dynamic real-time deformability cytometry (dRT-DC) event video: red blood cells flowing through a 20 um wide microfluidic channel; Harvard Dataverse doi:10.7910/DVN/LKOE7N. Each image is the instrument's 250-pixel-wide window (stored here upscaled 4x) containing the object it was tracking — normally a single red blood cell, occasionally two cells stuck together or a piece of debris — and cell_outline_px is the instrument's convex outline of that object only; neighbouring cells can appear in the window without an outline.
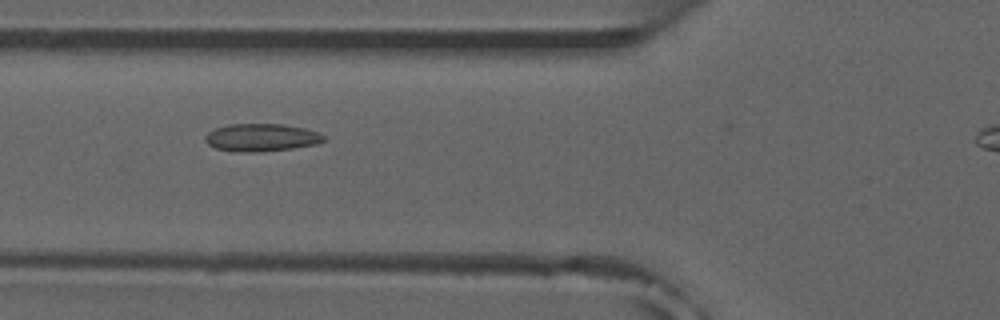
{"species": "common noctule bat (a hibernating species)", "species_latin": "Nyctalus noctula", "temperature_condition": "room temperature", "stored_images_in_passage": 40, "camera_frame_rate_fps": 3000, "um_per_image_px": 0.085, "animal": {"sex": "male", "forearm_length_mm": 52.5}, "frame": {"image": 1, "passage_image": 12, "time_ms": 3.667, "image_size_px": [1000, 320], "cell_outline_px": [[328, 140], [316, 144], [292, 148], [260, 152], [240, 152], [216, 148], [208, 144], [204, 140], [204, 136], [208, 132], [216, 128], [228, 124], [280, 124], [304, 128], [316, 132], [324, 136]], "centroid_in_image_um": [22.2, 11.69], "position_along_channel_um": 103.6, "area_um2": 19.07}, "authors_computed_cell_mechanics": {"area_um2": 18.0914, "velocity_mm_per_s": 3.8444, "shape_relaxation_time_tau1_ms": null, "shape_relaxation_time_tau2_ms": 2.6823, "deformation_change_tau1": null, "deformation_change_tau2": 0.0846}}